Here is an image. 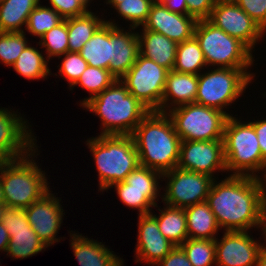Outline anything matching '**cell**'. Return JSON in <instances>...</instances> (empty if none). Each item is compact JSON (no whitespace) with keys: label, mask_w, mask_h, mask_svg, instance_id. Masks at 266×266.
Instances as JSON below:
<instances>
[{"label":"cell","mask_w":266,"mask_h":266,"mask_svg":"<svg viewBox=\"0 0 266 266\" xmlns=\"http://www.w3.org/2000/svg\"><path fill=\"white\" fill-rule=\"evenodd\" d=\"M131 136L140 165L162 174L177 167L181 139L167 113L150 111Z\"/></svg>","instance_id":"obj_2"},{"label":"cell","mask_w":266,"mask_h":266,"mask_svg":"<svg viewBox=\"0 0 266 266\" xmlns=\"http://www.w3.org/2000/svg\"><path fill=\"white\" fill-rule=\"evenodd\" d=\"M154 2L155 0H124L114 9L118 12V16L130 22L129 27L139 28L147 21Z\"/></svg>","instance_id":"obj_37"},{"label":"cell","mask_w":266,"mask_h":266,"mask_svg":"<svg viewBox=\"0 0 266 266\" xmlns=\"http://www.w3.org/2000/svg\"><path fill=\"white\" fill-rule=\"evenodd\" d=\"M205 69L207 63L195 36L177 44L174 71L199 75Z\"/></svg>","instance_id":"obj_30"},{"label":"cell","mask_w":266,"mask_h":266,"mask_svg":"<svg viewBox=\"0 0 266 266\" xmlns=\"http://www.w3.org/2000/svg\"><path fill=\"white\" fill-rule=\"evenodd\" d=\"M128 29L129 31L112 24V60L109 72L116 79H121L128 72L140 53L139 39L135 31L137 28L129 27Z\"/></svg>","instance_id":"obj_20"},{"label":"cell","mask_w":266,"mask_h":266,"mask_svg":"<svg viewBox=\"0 0 266 266\" xmlns=\"http://www.w3.org/2000/svg\"><path fill=\"white\" fill-rule=\"evenodd\" d=\"M2 217L10 237L6 251L8 257L21 260L46 250L47 246L29 224L25 209L6 207Z\"/></svg>","instance_id":"obj_15"},{"label":"cell","mask_w":266,"mask_h":266,"mask_svg":"<svg viewBox=\"0 0 266 266\" xmlns=\"http://www.w3.org/2000/svg\"><path fill=\"white\" fill-rule=\"evenodd\" d=\"M70 233V246L80 266H124L120 256L110 251L105 244L79 233Z\"/></svg>","instance_id":"obj_21"},{"label":"cell","mask_w":266,"mask_h":266,"mask_svg":"<svg viewBox=\"0 0 266 266\" xmlns=\"http://www.w3.org/2000/svg\"><path fill=\"white\" fill-rule=\"evenodd\" d=\"M223 142L226 170L231 172L228 175L264 179L266 161L262 158L254 127L249 122L229 116L224 127Z\"/></svg>","instance_id":"obj_6"},{"label":"cell","mask_w":266,"mask_h":266,"mask_svg":"<svg viewBox=\"0 0 266 266\" xmlns=\"http://www.w3.org/2000/svg\"><path fill=\"white\" fill-rule=\"evenodd\" d=\"M96 15L97 12L95 13L90 10L85 15L67 18L69 52H79L97 29L106 21V19Z\"/></svg>","instance_id":"obj_28"},{"label":"cell","mask_w":266,"mask_h":266,"mask_svg":"<svg viewBox=\"0 0 266 266\" xmlns=\"http://www.w3.org/2000/svg\"><path fill=\"white\" fill-rule=\"evenodd\" d=\"M51 192L53 191L49 190L40 199L25 208L29 224L47 247L61 241L56 236L65 215L60 203L62 199Z\"/></svg>","instance_id":"obj_17"},{"label":"cell","mask_w":266,"mask_h":266,"mask_svg":"<svg viewBox=\"0 0 266 266\" xmlns=\"http://www.w3.org/2000/svg\"><path fill=\"white\" fill-rule=\"evenodd\" d=\"M265 189H266V176L264 177Z\"/></svg>","instance_id":"obj_52"},{"label":"cell","mask_w":266,"mask_h":266,"mask_svg":"<svg viewBox=\"0 0 266 266\" xmlns=\"http://www.w3.org/2000/svg\"><path fill=\"white\" fill-rule=\"evenodd\" d=\"M114 187L122 204H125L129 208L138 209L139 215L151 213V209L159 201L158 197L162 196L160 195L161 190L126 189L125 181L112 184L108 189Z\"/></svg>","instance_id":"obj_31"},{"label":"cell","mask_w":266,"mask_h":266,"mask_svg":"<svg viewBox=\"0 0 266 266\" xmlns=\"http://www.w3.org/2000/svg\"><path fill=\"white\" fill-rule=\"evenodd\" d=\"M257 266H266V247L265 246H263V248L259 252Z\"/></svg>","instance_id":"obj_48"},{"label":"cell","mask_w":266,"mask_h":266,"mask_svg":"<svg viewBox=\"0 0 266 266\" xmlns=\"http://www.w3.org/2000/svg\"><path fill=\"white\" fill-rule=\"evenodd\" d=\"M194 36L200 44L207 67L250 69L254 65L253 51L208 19L197 21Z\"/></svg>","instance_id":"obj_8"},{"label":"cell","mask_w":266,"mask_h":266,"mask_svg":"<svg viewBox=\"0 0 266 266\" xmlns=\"http://www.w3.org/2000/svg\"><path fill=\"white\" fill-rule=\"evenodd\" d=\"M163 209L158 208L159 214L152 215L156 218L159 230L162 235L175 246H180L186 239L187 223L184 208H175L164 205Z\"/></svg>","instance_id":"obj_27"},{"label":"cell","mask_w":266,"mask_h":266,"mask_svg":"<svg viewBox=\"0 0 266 266\" xmlns=\"http://www.w3.org/2000/svg\"><path fill=\"white\" fill-rule=\"evenodd\" d=\"M124 0H106L105 3L109 4L111 7L114 8L118 3L122 2Z\"/></svg>","instance_id":"obj_49"},{"label":"cell","mask_w":266,"mask_h":266,"mask_svg":"<svg viewBox=\"0 0 266 266\" xmlns=\"http://www.w3.org/2000/svg\"><path fill=\"white\" fill-rule=\"evenodd\" d=\"M98 173V191L102 193L124 181L139 165V156L131 135H97L86 140Z\"/></svg>","instance_id":"obj_5"},{"label":"cell","mask_w":266,"mask_h":266,"mask_svg":"<svg viewBox=\"0 0 266 266\" xmlns=\"http://www.w3.org/2000/svg\"><path fill=\"white\" fill-rule=\"evenodd\" d=\"M164 180L165 193L161 197L163 204L186 208L207 200L214 178L207 174L174 167L162 174L161 181Z\"/></svg>","instance_id":"obj_11"},{"label":"cell","mask_w":266,"mask_h":266,"mask_svg":"<svg viewBox=\"0 0 266 266\" xmlns=\"http://www.w3.org/2000/svg\"><path fill=\"white\" fill-rule=\"evenodd\" d=\"M59 68V75L68 81L69 88H71L80 78L81 74L88 67V63L81 57L79 52H66L62 55Z\"/></svg>","instance_id":"obj_39"},{"label":"cell","mask_w":266,"mask_h":266,"mask_svg":"<svg viewBox=\"0 0 266 266\" xmlns=\"http://www.w3.org/2000/svg\"><path fill=\"white\" fill-rule=\"evenodd\" d=\"M0 205H5V198H4V194L2 191L1 177H0Z\"/></svg>","instance_id":"obj_50"},{"label":"cell","mask_w":266,"mask_h":266,"mask_svg":"<svg viewBox=\"0 0 266 266\" xmlns=\"http://www.w3.org/2000/svg\"><path fill=\"white\" fill-rule=\"evenodd\" d=\"M266 32V0H233Z\"/></svg>","instance_id":"obj_41"},{"label":"cell","mask_w":266,"mask_h":266,"mask_svg":"<svg viewBox=\"0 0 266 266\" xmlns=\"http://www.w3.org/2000/svg\"><path fill=\"white\" fill-rule=\"evenodd\" d=\"M162 179V173L139 165L125 178L126 189L137 190H160L159 181Z\"/></svg>","instance_id":"obj_38"},{"label":"cell","mask_w":266,"mask_h":266,"mask_svg":"<svg viewBox=\"0 0 266 266\" xmlns=\"http://www.w3.org/2000/svg\"><path fill=\"white\" fill-rule=\"evenodd\" d=\"M49 4L63 19L85 15L90 6L86 0H49Z\"/></svg>","instance_id":"obj_40"},{"label":"cell","mask_w":266,"mask_h":266,"mask_svg":"<svg viewBox=\"0 0 266 266\" xmlns=\"http://www.w3.org/2000/svg\"><path fill=\"white\" fill-rule=\"evenodd\" d=\"M177 167L207 174L226 172L223 139L212 141H181Z\"/></svg>","instance_id":"obj_14"},{"label":"cell","mask_w":266,"mask_h":266,"mask_svg":"<svg viewBox=\"0 0 266 266\" xmlns=\"http://www.w3.org/2000/svg\"><path fill=\"white\" fill-rule=\"evenodd\" d=\"M9 233L4 227L3 223H0V251L6 252L9 244Z\"/></svg>","instance_id":"obj_46"},{"label":"cell","mask_w":266,"mask_h":266,"mask_svg":"<svg viewBox=\"0 0 266 266\" xmlns=\"http://www.w3.org/2000/svg\"><path fill=\"white\" fill-rule=\"evenodd\" d=\"M161 5H165L170 11L187 14V0H155Z\"/></svg>","instance_id":"obj_45"},{"label":"cell","mask_w":266,"mask_h":266,"mask_svg":"<svg viewBox=\"0 0 266 266\" xmlns=\"http://www.w3.org/2000/svg\"><path fill=\"white\" fill-rule=\"evenodd\" d=\"M115 80L116 78L109 72V70L88 66L70 90H73L75 86L79 85L90 94L89 97L81 99L82 101H80L79 104L81 107L88 100L108 88Z\"/></svg>","instance_id":"obj_32"},{"label":"cell","mask_w":266,"mask_h":266,"mask_svg":"<svg viewBox=\"0 0 266 266\" xmlns=\"http://www.w3.org/2000/svg\"><path fill=\"white\" fill-rule=\"evenodd\" d=\"M181 141L223 139L228 115L198 103L183 104L166 112Z\"/></svg>","instance_id":"obj_9"},{"label":"cell","mask_w":266,"mask_h":266,"mask_svg":"<svg viewBox=\"0 0 266 266\" xmlns=\"http://www.w3.org/2000/svg\"><path fill=\"white\" fill-rule=\"evenodd\" d=\"M37 45L45 48V57L49 61L52 57H57L58 60L63 58L62 55L68 52V31L67 19H64L60 24L47 31L37 42Z\"/></svg>","instance_id":"obj_35"},{"label":"cell","mask_w":266,"mask_h":266,"mask_svg":"<svg viewBox=\"0 0 266 266\" xmlns=\"http://www.w3.org/2000/svg\"><path fill=\"white\" fill-rule=\"evenodd\" d=\"M211 68L207 67V71L198 75L195 103L233 116L225 109H229L231 104L242 96L256 74L251 73L248 68Z\"/></svg>","instance_id":"obj_7"},{"label":"cell","mask_w":266,"mask_h":266,"mask_svg":"<svg viewBox=\"0 0 266 266\" xmlns=\"http://www.w3.org/2000/svg\"><path fill=\"white\" fill-rule=\"evenodd\" d=\"M28 124L18 111L0 108V160L21 158L38 145Z\"/></svg>","instance_id":"obj_13"},{"label":"cell","mask_w":266,"mask_h":266,"mask_svg":"<svg viewBox=\"0 0 266 266\" xmlns=\"http://www.w3.org/2000/svg\"><path fill=\"white\" fill-rule=\"evenodd\" d=\"M169 70L140 53L120 79L126 89L150 111L162 113V97Z\"/></svg>","instance_id":"obj_10"},{"label":"cell","mask_w":266,"mask_h":266,"mask_svg":"<svg viewBox=\"0 0 266 266\" xmlns=\"http://www.w3.org/2000/svg\"><path fill=\"white\" fill-rule=\"evenodd\" d=\"M198 89V75L170 70L162 97V113L170 109L195 102Z\"/></svg>","instance_id":"obj_22"},{"label":"cell","mask_w":266,"mask_h":266,"mask_svg":"<svg viewBox=\"0 0 266 266\" xmlns=\"http://www.w3.org/2000/svg\"><path fill=\"white\" fill-rule=\"evenodd\" d=\"M100 118L99 135H131L150 110L116 79L108 88L83 106Z\"/></svg>","instance_id":"obj_3"},{"label":"cell","mask_w":266,"mask_h":266,"mask_svg":"<svg viewBox=\"0 0 266 266\" xmlns=\"http://www.w3.org/2000/svg\"><path fill=\"white\" fill-rule=\"evenodd\" d=\"M208 20L251 51L264 39L266 32L233 0H217Z\"/></svg>","instance_id":"obj_12"},{"label":"cell","mask_w":266,"mask_h":266,"mask_svg":"<svg viewBox=\"0 0 266 266\" xmlns=\"http://www.w3.org/2000/svg\"><path fill=\"white\" fill-rule=\"evenodd\" d=\"M25 33L0 32V63L5 67H11L29 44Z\"/></svg>","instance_id":"obj_36"},{"label":"cell","mask_w":266,"mask_h":266,"mask_svg":"<svg viewBox=\"0 0 266 266\" xmlns=\"http://www.w3.org/2000/svg\"><path fill=\"white\" fill-rule=\"evenodd\" d=\"M184 210L188 239H216L221 229L206 201L186 207Z\"/></svg>","instance_id":"obj_25"},{"label":"cell","mask_w":266,"mask_h":266,"mask_svg":"<svg viewBox=\"0 0 266 266\" xmlns=\"http://www.w3.org/2000/svg\"><path fill=\"white\" fill-rule=\"evenodd\" d=\"M39 4L40 0H0V32H24L22 26Z\"/></svg>","instance_id":"obj_26"},{"label":"cell","mask_w":266,"mask_h":266,"mask_svg":"<svg viewBox=\"0 0 266 266\" xmlns=\"http://www.w3.org/2000/svg\"><path fill=\"white\" fill-rule=\"evenodd\" d=\"M112 24L119 26L112 19L106 20L79 51L88 66L109 70L112 60Z\"/></svg>","instance_id":"obj_24"},{"label":"cell","mask_w":266,"mask_h":266,"mask_svg":"<svg viewBox=\"0 0 266 266\" xmlns=\"http://www.w3.org/2000/svg\"><path fill=\"white\" fill-rule=\"evenodd\" d=\"M180 247L192 266H216L215 240L186 239Z\"/></svg>","instance_id":"obj_33"},{"label":"cell","mask_w":266,"mask_h":266,"mask_svg":"<svg viewBox=\"0 0 266 266\" xmlns=\"http://www.w3.org/2000/svg\"><path fill=\"white\" fill-rule=\"evenodd\" d=\"M266 199L263 179L228 175L212 182L206 202L223 231L261 229Z\"/></svg>","instance_id":"obj_1"},{"label":"cell","mask_w":266,"mask_h":266,"mask_svg":"<svg viewBox=\"0 0 266 266\" xmlns=\"http://www.w3.org/2000/svg\"><path fill=\"white\" fill-rule=\"evenodd\" d=\"M217 0H187V15L197 20L208 19Z\"/></svg>","instance_id":"obj_42"},{"label":"cell","mask_w":266,"mask_h":266,"mask_svg":"<svg viewBox=\"0 0 266 266\" xmlns=\"http://www.w3.org/2000/svg\"><path fill=\"white\" fill-rule=\"evenodd\" d=\"M139 50L145 56L167 70H173L176 60L177 43L163 34L150 30L137 32Z\"/></svg>","instance_id":"obj_23"},{"label":"cell","mask_w":266,"mask_h":266,"mask_svg":"<svg viewBox=\"0 0 266 266\" xmlns=\"http://www.w3.org/2000/svg\"><path fill=\"white\" fill-rule=\"evenodd\" d=\"M6 205H0V223L2 222L3 219V211L5 210Z\"/></svg>","instance_id":"obj_51"},{"label":"cell","mask_w":266,"mask_h":266,"mask_svg":"<svg viewBox=\"0 0 266 266\" xmlns=\"http://www.w3.org/2000/svg\"><path fill=\"white\" fill-rule=\"evenodd\" d=\"M261 232L263 235L262 238L264 237V246L266 247V199L264 202V208H263V212H262V223H261Z\"/></svg>","instance_id":"obj_47"},{"label":"cell","mask_w":266,"mask_h":266,"mask_svg":"<svg viewBox=\"0 0 266 266\" xmlns=\"http://www.w3.org/2000/svg\"><path fill=\"white\" fill-rule=\"evenodd\" d=\"M37 147L21 158L0 160V177L6 207L25 209L50 190L45 171L34 160L39 155Z\"/></svg>","instance_id":"obj_4"},{"label":"cell","mask_w":266,"mask_h":266,"mask_svg":"<svg viewBox=\"0 0 266 266\" xmlns=\"http://www.w3.org/2000/svg\"><path fill=\"white\" fill-rule=\"evenodd\" d=\"M156 266H192V264L183 249L180 246H174Z\"/></svg>","instance_id":"obj_43"},{"label":"cell","mask_w":266,"mask_h":266,"mask_svg":"<svg viewBox=\"0 0 266 266\" xmlns=\"http://www.w3.org/2000/svg\"><path fill=\"white\" fill-rule=\"evenodd\" d=\"M255 130L261 149L262 158L266 161V118L264 120L248 121Z\"/></svg>","instance_id":"obj_44"},{"label":"cell","mask_w":266,"mask_h":266,"mask_svg":"<svg viewBox=\"0 0 266 266\" xmlns=\"http://www.w3.org/2000/svg\"><path fill=\"white\" fill-rule=\"evenodd\" d=\"M138 235L135 256V263L156 265L173 248L174 244L166 239L159 230L156 218L149 214H138Z\"/></svg>","instance_id":"obj_19"},{"label":"cell","mask_w":266,"mask_h":266,"mask_svg":"<svg viewBox=\"0 0 266 266\" xmlns=\"http://www.w3.org/2000/svg\"><path fill=\"white\" fill-rule=\"evenodd\" d=\"M42 52L29 43L11 67L25 79H47V76L52 75V73L48 67L49 61Z\"/></svg>","instance_id":"obj_29"},{"label":"cell","mask_w":266,"mask_h":266,"mask_svg":"<svg viewBox=\"0 0 266 266\" xmlns=\"http://www.w3.org/2000/svg\"><path fill=\"white\" fill-rule=\"evenodd\" d=\"M197 21L191 15L172 12L155 1L141 30L163 34L178 44L194 36Z\"/></svg>","instance_id":"obj_18"},{"label":"cell","mask_w":266,"mask_h":266,"mask_svg":"<svg viewBox=\"0 0 266 266\" xmlns=\"http://www.w3.org/2000/svg\"><path fill=\"white\" fill-rule=\"evenodd\" d=\"M215 239L216 266H257L264 243L255 240L249 231H224Z\"/></svg>","instance_id":"obj_16"},{"label":"cell","mask_w":266,"mask_h":266,"mask_svg":"<svg viewBox=\"0 0 266 266\" xmlns=\"http://www.w3.org/2000/svg\"><path fill=\"white\" fill-rule=\"evenodd\" d=\"M64 19L51 7L39 4L28 16L27 32L41 38L47 31L60 24Z\"/></svg>","instance_id":"obj_34"}]
</instances>
